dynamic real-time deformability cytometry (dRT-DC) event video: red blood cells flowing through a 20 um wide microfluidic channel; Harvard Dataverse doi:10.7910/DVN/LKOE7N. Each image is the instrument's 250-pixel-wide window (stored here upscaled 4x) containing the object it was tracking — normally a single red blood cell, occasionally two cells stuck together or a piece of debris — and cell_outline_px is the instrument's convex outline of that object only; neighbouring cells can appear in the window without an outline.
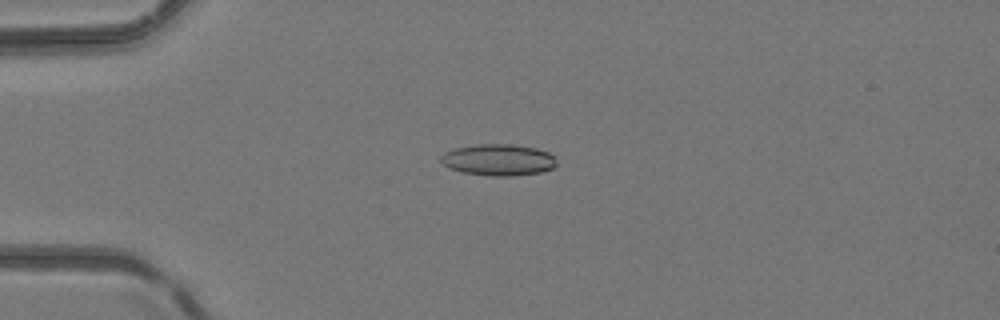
{"species": "common noctule bat (a hibernating species)", "species_latin": "Nyctalus noctula", "temperature_condition": "room temperature", "stored_images_in_passage": 5, "camera_frame_rate_fps": 3000, "um_per_image_px": 0.085, "animal": {"sex": "female", "body_mass_g": 24.6, "forearm_length_mm": 56.2}, "frame": {"image": 1, "passage_image": 4, "time_ms": 1.0, "image_size_px": [1000, 320], "cell_outline_px": [[556, 164], [552, 168], [540, 172], [512, 176], [492, 176], [464, 172], [448, 168], [440, 160], [440, 156], [444, 152], [452, 148], [476, 144], [512, 144], [536, 148], [548, 152], [556, 156]], "centroid_in_image_um": [42.35, 13.57], "position_along_channel_um": 42.7, "area_um2": 21.39}}